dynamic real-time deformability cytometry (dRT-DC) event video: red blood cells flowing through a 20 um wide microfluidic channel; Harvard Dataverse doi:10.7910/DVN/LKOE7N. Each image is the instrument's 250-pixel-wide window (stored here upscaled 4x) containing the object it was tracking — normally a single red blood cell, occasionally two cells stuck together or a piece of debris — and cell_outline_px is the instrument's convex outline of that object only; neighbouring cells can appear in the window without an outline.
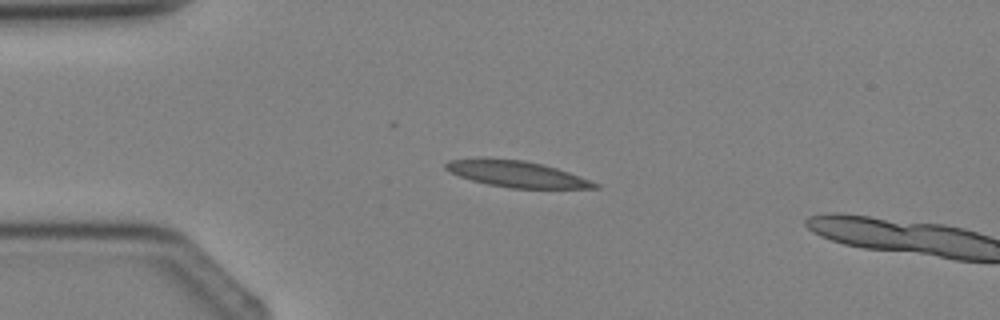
{"species": "Egyptian fruit bat (a non-hibernating species)", "species_latin": "Rousettus aegyptiacus", "temperature_condition": "cold", "stored_images_in_passage": 3, "camera_frame_rate_fps": 3000, "um_per_image_px": 0.085, "animal": {"sex": "female"}, "frame": {"image": 1, "passage_image": 2, "time_ms": 1.333, "image_size_px": [1000, 320], "cell_outline_px": [[600, 188], [512, 188], [488, 184], [472, 180], [460, 176], [444, 168], [444, 164], [448, 160], [524, 160], [544, 164], [580, 176], [600, 184]], "centroid_in_image_um": [44.01, 14.82], "position_along_channel_um": 41.0, "area_um2": 21.96}}